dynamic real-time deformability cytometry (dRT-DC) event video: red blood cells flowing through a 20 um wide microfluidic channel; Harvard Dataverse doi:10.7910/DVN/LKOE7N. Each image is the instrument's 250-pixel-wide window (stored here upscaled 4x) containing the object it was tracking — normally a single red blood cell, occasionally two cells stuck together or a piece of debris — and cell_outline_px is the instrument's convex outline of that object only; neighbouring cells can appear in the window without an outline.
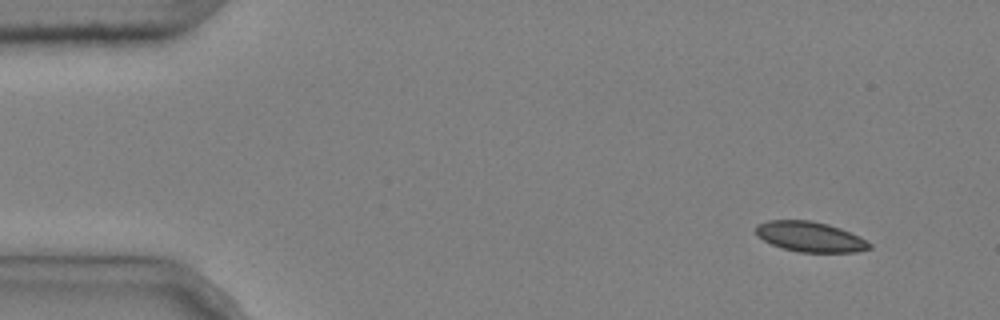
{"species": "common noctule bat (a hibernating species)", "species_latin": "Nyctalus noctula", "temperature_condition": "cold", "stored_images_in_passage": 5, "camera_frame_rate_fps": 3000, "um_per_image_px": 0.085, "animal": {"sex": "male", "body_mass_g": 20.4}, "frame": {"image": 1, "passage_image": 1, "time_ms": 0.0, "image_size_px": [1000, 320], "cell_outline_px": [[872, 248], [856, 252], [800, 252], [784, 248], [772, 244], [764, 240], [756, 232], [756, 224], [768, 220], [812, 220], [828, 224], [840, 228], [860, 236], [872, 244]], "centroid_in_image_um": [68.9, 20.11], "position_along_channel_um": 16.1, "area_um2": 19.94}}
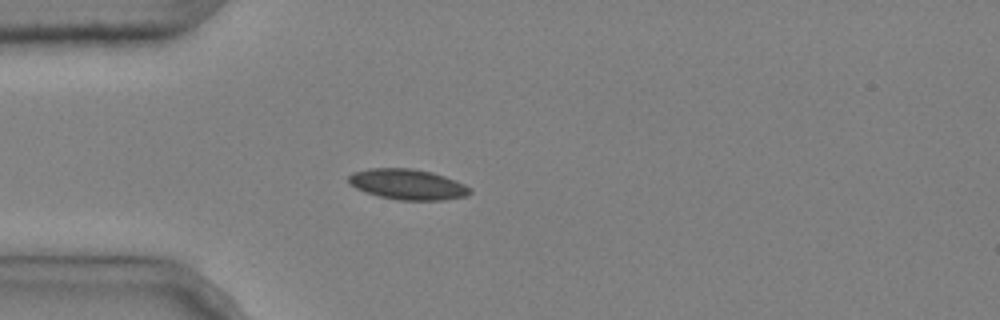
{"frame": {"image": 2, "passage_image": 4, "time_ms": 1.0, "image_size_px": [1000, 320], "cell_outline_px": [[472, 192], [468, 196], [444, 200], [396, 200], [364, 192], [356, 188], [348, 180], [348, 176], [352, 172], [368, 168], [412, 168], [432, 172], [456, 180], [472, 188]], "centroid_in_image_um": [34.67, 15.67], "position_along_channel_um": 50.3, "area_um2": 21.79}}